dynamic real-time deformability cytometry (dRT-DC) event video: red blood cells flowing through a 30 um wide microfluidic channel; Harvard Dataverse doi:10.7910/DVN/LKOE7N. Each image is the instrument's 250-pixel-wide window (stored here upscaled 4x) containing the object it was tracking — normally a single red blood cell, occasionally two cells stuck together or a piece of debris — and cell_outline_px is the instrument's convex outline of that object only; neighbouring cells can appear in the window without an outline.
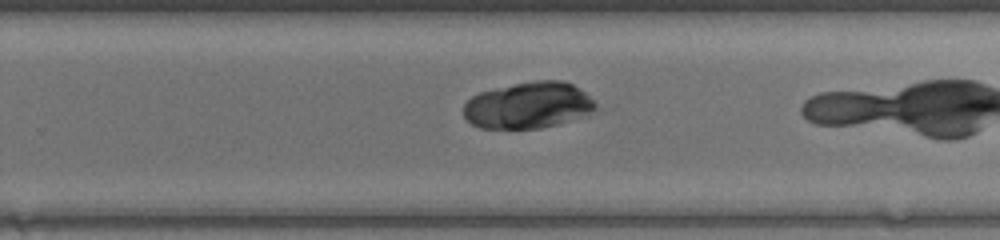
{"species": "common noctule bat (a hibernating species)", "species_latin": "Nyctalus noctula", "temperature_condition": "warm", "stored_images_in_passage": 27, "camera_frame_rate_fps": 3000, "um_per_image_px": 0.085, "animal": {"sex": "female", "body_mass_g": 17.0, "forearm_length_mm": 48.0}, "frame": {"image": 1, "passage_image": 26, "time_ms": 8.333, "image_size_px": [1000, 240], "cell_outline_px": [[596, 108], [580, 116], [556, 124], [540, 128], [480, 128], [472, 124], [464, 116], [464, 104], [472, 96], [480, 92], [496, 88], [532, 80], [564, 80], [572, 84], [584, 92], [596, 104]], "centroid_in_image_um": [44.86, 8.94], "position_along_channel_um": 284.9, "area_um2": 35.2}}